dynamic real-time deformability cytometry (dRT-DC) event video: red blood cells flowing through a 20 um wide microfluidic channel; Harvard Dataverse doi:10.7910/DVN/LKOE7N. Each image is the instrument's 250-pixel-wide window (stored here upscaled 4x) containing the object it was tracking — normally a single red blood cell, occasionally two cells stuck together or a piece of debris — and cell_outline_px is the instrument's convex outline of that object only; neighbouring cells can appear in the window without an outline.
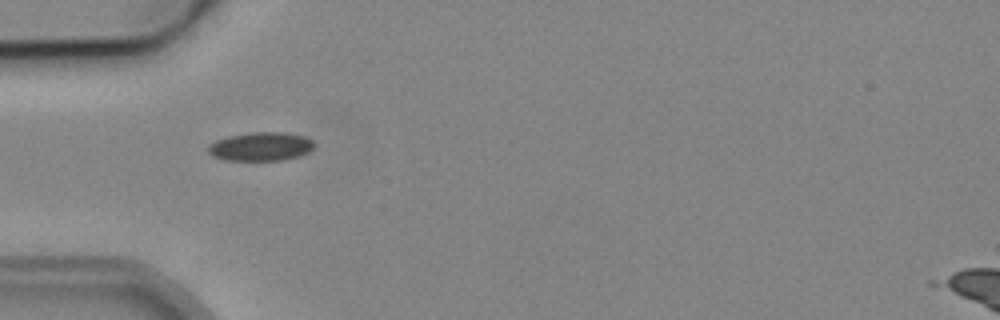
{"species": "common noctule bat (a hibernating species)", "species_latin": "Nyctalus noctula", "temperature_condition": "cold", "stored_images_in_passage": 6, "camera_frame_rate_fps": 3000, "um_per_image_px": 0.085, "animal": {"sex": "male", "body_mass_g": 19.2, "forearm_length_mm": 51.8}, "frame": {"image": 1, "passage_image": 2, "time_ms": 1.667, "image_size_px": [1000, 320], "cell_outline_px": [[316, 144], [308, 152], [300, 156], [284, 160], [224, 160], [212, 156], [208, 152], [208, 144], [216, 140], [228, 136], [252, 132], [284, 132], [304, 136], [312, 140]], "centroid_in_image_um": [22.16, 12.45], "position_along_channel_um": 62.8, "area_um2": 17.86}}
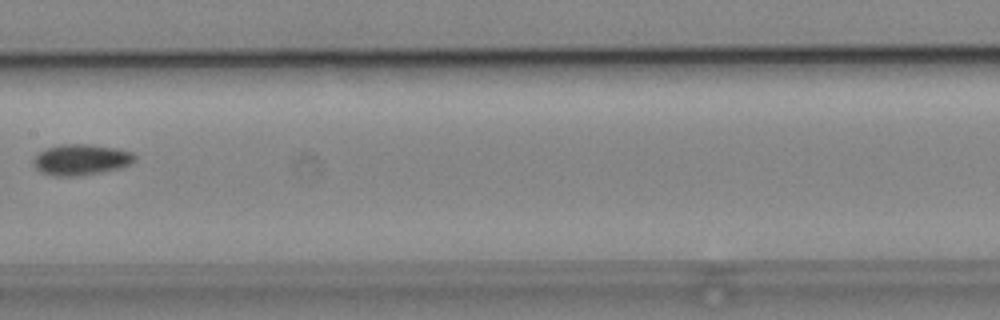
{"frame": {"image": 2, "passage_image": 5, "time_ms": 5.333, "image_size_px": [1000, 320], "cell_outline_px": [[136, 160], [120, 168], [80, 176], [52, 176], [40, 172], [36, 168], [32, 160], [44, 148], [60, 144], [92, 144], [116, 148], [132, 152], [136, 156]], "centroid_in_image_um": [6.87, 13.57], "position_along_channel_um": 200.5, "area_um2": 18.38}}
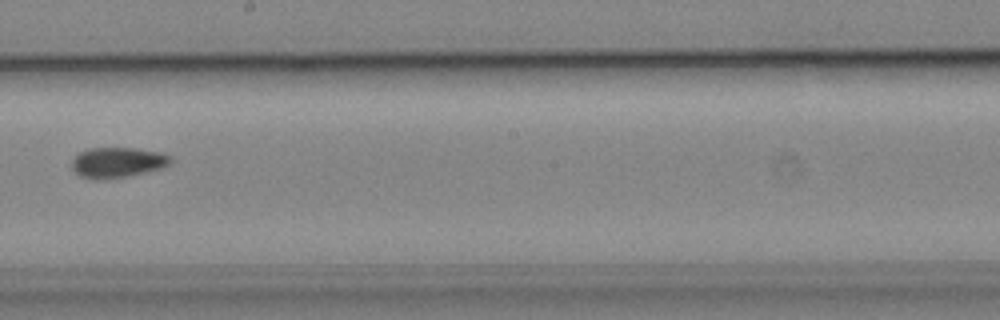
{"frame": {"image": 3, "passage_image": 6, "time_ms": 6.333, "image_size_px": [1000, 320], "cell_outline_px": [[172, 160], [168, 164], [160, 168], [144, 172], [124, 176], [80, 176], [72, 168], [72, 160], [80, 152], [88, 148], [136, 148], [160, 152], [172, 156]], "centroid_in_image_um": [10.03, 13.74], "position_along_channel_um": 238.2, "area_um2": 16.59}}